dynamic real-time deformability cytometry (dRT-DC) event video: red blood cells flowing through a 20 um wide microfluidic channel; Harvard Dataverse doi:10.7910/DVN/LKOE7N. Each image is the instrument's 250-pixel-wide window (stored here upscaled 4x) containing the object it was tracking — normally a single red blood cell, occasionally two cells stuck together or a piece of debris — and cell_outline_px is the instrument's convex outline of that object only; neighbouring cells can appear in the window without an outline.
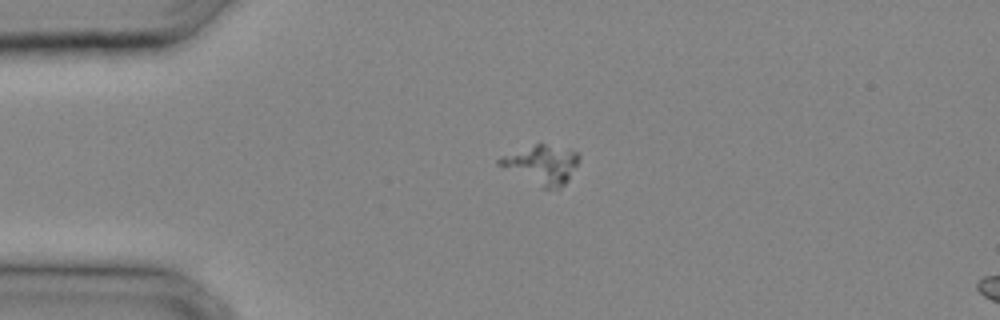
{"species": "common noctule bat (a hibernating species)", "species_latin": "Nyctalus noctula", "temperature_condition": "cold", "stored_images_in_passage": 24, "camera_frame_rate_fps": 3000, "um_per_image_px": 0.085, "animal": {"sex": "male", "body_mass_g": 20.4}, "frame": {"image": 1, "passage_image": 1, "time_ms": 0.0, "image_size_px": [1000, 320], "cell_outline_px": [[580, 160], [568, 180], [560, 188], [544, 188], [496, 164], [496, 160], [500, 156], [536, 144], [544, 144], [576, 152], [580, 156]], "centroid_in_image_um": [46.04, 13.99], "position_along_channel_um": 39.0, "area_um2": 17.57}}
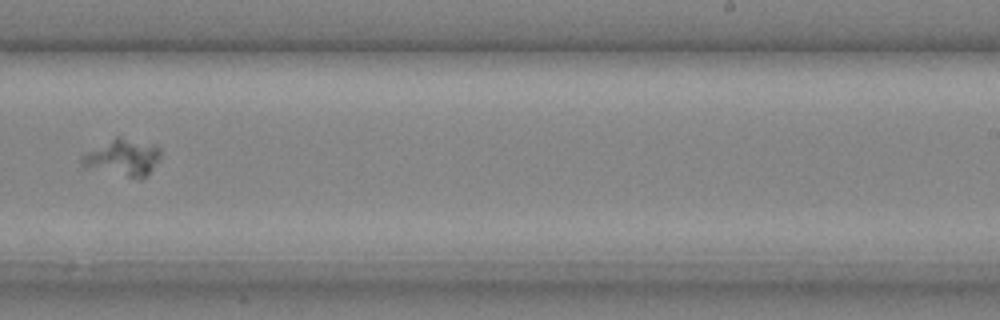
{"frame": {"image": 2, "passage_image": 14, "time_ms": 4.333, "image_size_px": [1000, 320], "cell_outline_px": [[160, 156], [152, 168], [144, 176], [128, 176], [84, 164], [80, 160], [80, 156], [116, 136], [156, 144], [160, 148]], "centroid_in_image_um": [10.5, 13.31], "position_along_channel_um": 278.5, "area_um2": 15.72}}
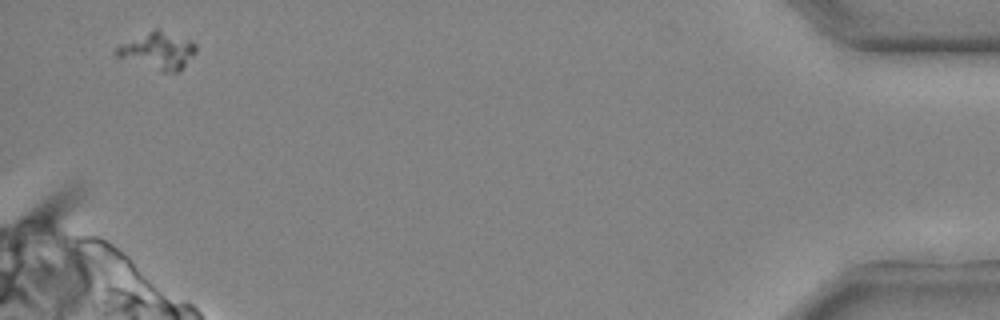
{"frame": {"image": 3, "passage_image": 24, "time_ms": 7.667, "image_size_px": [1000, 320], "cell_outline_px": [[196, 52], [180, 72], [160, 72], [116, 56], [116, 48], [120, 44], [156, 28], [188, 40], [196, 44]], "centroid_in_image_um": [13.44, 4.34], "position_along_channel_um": 421.8, "area_um2": 16.94}}